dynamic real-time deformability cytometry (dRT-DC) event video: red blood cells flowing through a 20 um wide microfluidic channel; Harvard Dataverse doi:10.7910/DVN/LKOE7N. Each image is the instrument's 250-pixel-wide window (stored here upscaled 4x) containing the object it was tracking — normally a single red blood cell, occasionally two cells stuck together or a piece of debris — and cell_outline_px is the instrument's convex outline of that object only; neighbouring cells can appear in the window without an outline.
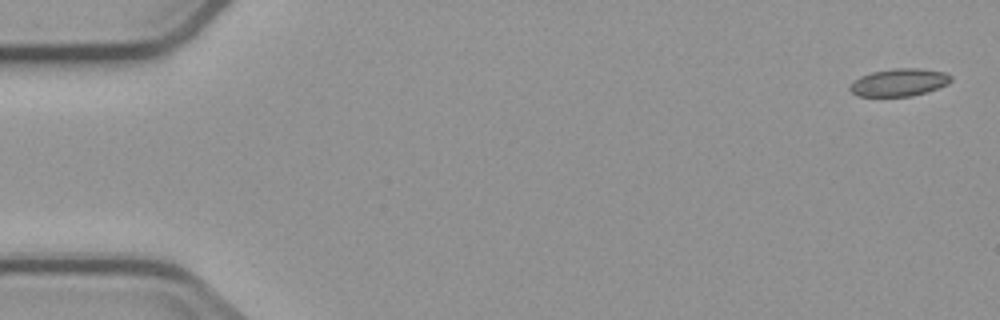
{"species": "common noctule bat (a hibernating species)", "species_latin": "Nyctalus noctula", "temperature_condition": "cold", "stored_images_in_passage": 6, "camera_frame_rate_fps": 3000, "um_per_image_px": 0.085, "animal": {"sex": "male", "body_mass_g": 23.1, "forearm_length_mm": 52.7}, "frame": {"image": 1, "passage_image": 1, "time_ms": 0.0, "image_size_px": [1000, 320], "cell_outline_px": [[952, 80], [948, 84], [912, 96], [856, 96], [848, 88], [860, 76], [872, 72], [892, 68], [920, 68], [944, 72], [952, 76]], "centroid_in_image_um": [76.43, 6.99], "position_along_channel_um": 8.6, "area_um2": 16.13}}